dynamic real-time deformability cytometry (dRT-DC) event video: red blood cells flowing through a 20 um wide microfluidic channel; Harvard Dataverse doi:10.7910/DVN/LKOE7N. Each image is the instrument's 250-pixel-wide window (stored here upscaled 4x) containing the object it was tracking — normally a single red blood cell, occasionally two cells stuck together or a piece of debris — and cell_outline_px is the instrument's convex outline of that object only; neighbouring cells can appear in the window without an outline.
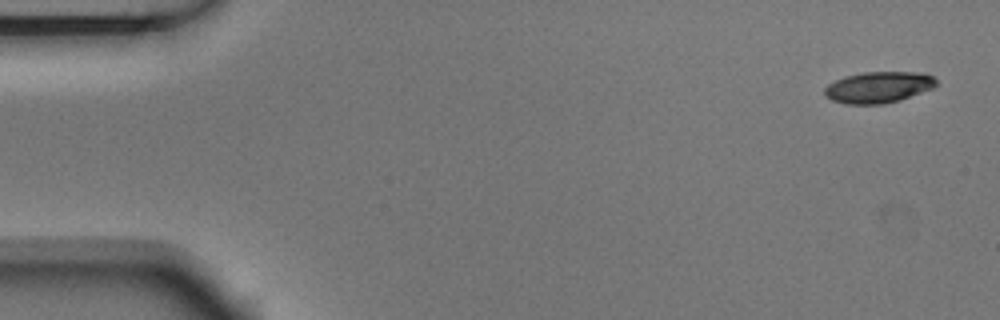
{"species": "Egyptian fruit bat (a non-hibernating species)", "species_latin": "Rousettus aegyptiacus", "temperature_condition": "room temperature", "stored_images_in_passage": 4, "camera_frame_rate_fps": 3000, "um_per_image_px": 0.085, "animal": {"sex": "male"}, "frame": {"image": 1, "passage_image": 1, "time_ms": 0.0, "image_size_px": [1000, 320], "cell_outline_px": [[936, 84], [932, 88], [900, 100], [884, 104], [844, 104], [832, 100], [824, 96], [824, 88], [828, 84], [844, 76], [864, 72], [924, 72], [932, 76], [936, 80]], "centroid_in_image_um": [74.64, 7.42], "position_along_channel_um": 10.4, "area_um2": 20.4}}
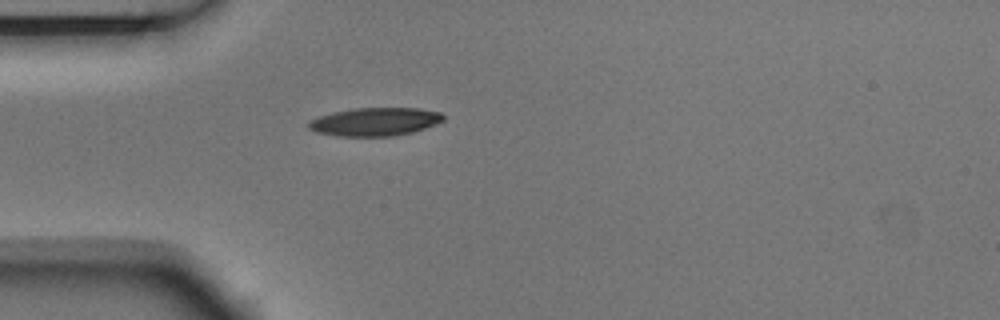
{"frame": {"image": 2, "passage_image": 4, "time_ms": 1.0, "image_size_px": [1000, 320], "cell_outline_px": [[444, 120], [436, 124], [412, 132], [396, 136], [336, 136], [316, 132], [308, 128], [308, 120], [332, 112], [352, 108], [416, 108], [440, 112], [444, 116]], "centroid_in_image_um": [31.84, 10.35], "position_along_channel_um": 53.2, "area_um2": 22.25}}